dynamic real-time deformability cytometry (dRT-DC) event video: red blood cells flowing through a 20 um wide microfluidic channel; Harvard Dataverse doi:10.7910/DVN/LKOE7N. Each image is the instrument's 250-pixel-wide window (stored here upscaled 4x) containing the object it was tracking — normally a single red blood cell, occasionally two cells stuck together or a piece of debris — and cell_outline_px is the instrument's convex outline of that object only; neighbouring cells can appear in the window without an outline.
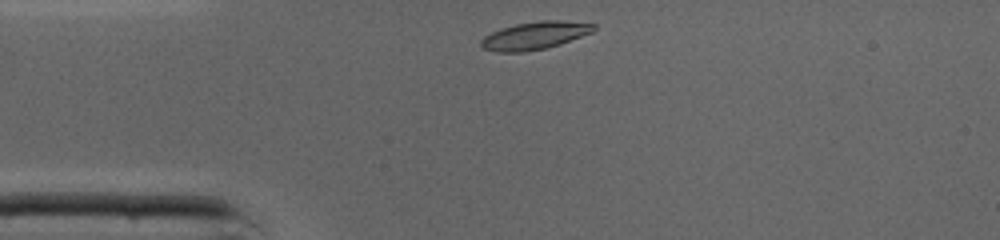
{"species": "common noctule bat (a hibernating species)", "species_latin": "Nyctalus noctula", "temperature_condition": "cold", "stored_images_in_passage": 28, "camera_frame_rate_fps": 3000, "um_per_image_px": 0.085, "animal": {"sex": "male", "body_mass_g": 19.0, "forearm_length_mm": 50.8}, "frame": {"image": 1, "passage_image": 1, "time_ms": 0.0, "image_size_px": [1000, 240], "cell_outline_px": [[596, 28], [592, 32], [560, 44], [544, 48], [524, 52], [496, 52], [484, 48], [480, 44], [480, 40], [484, 36], [500, 28], [516, 24], [540, 20], [560, 20], [596, 24]], "centroid_in_image_um": [45.44, 3.01], "position_along_channel_um": 39.6, "area_um2": 18.15}}
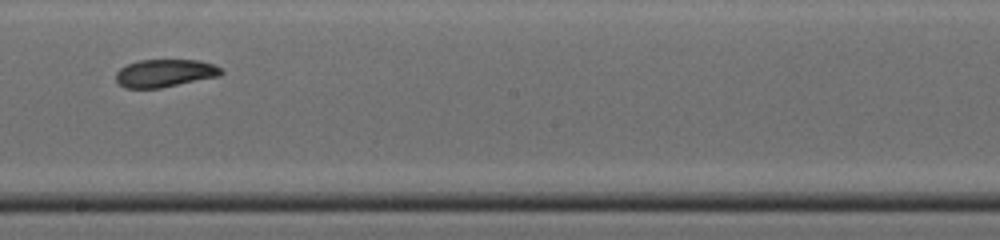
{"frame": {"image": 2, "passage_image": 16, "time_ms": 5.0, "image_size_px": [1000, 240], "cell_outline_px": [[224, 72], [220, 76], [160, 88], [124, 88], [116, 80], [116, 72], [120, 68], [136, 60], [200, 60], [212, 64], [220, 68]], "centroid_in_image_um": [14.0, 6.21], "position_along_channel_um": 234.2, "area_um2": 17.05}}
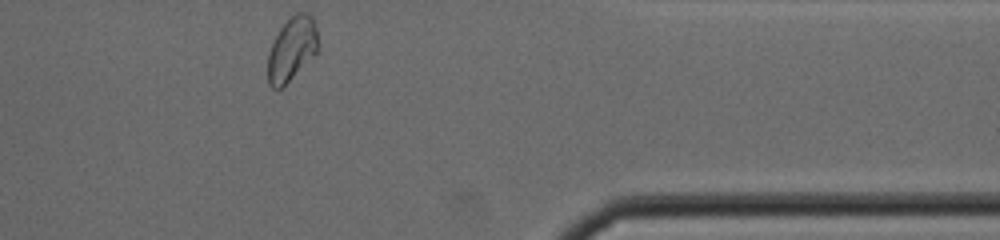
{"frame": {"image": 3, "passage_image": 28, "time_ms": 9.0, "image_size_px": [1000, 240], "cell_outline_px": [[320, 48], [280, 88], [272, 88], [268, 84], [268, 52], [280, 28], [296, 12], [308, 12], [312, 16], [316, 24], [320, 44]], "centroid_in_image_um": [24.83, 4.1], "position_along_channel_um": 386.6, "area_um2": 18.44}, "authors_computed_cell_mechanics": {"area_um2": 17.5134, "velocity_mm_per_s": 4.3323, "shape_relaxation_time_tau1_ms": 7.3767, "shape_relaxation_time_tau2_ms": 1.76, "deformation_change_tau1": 0.1923, "deformation_change_tau2": 0.0523}}